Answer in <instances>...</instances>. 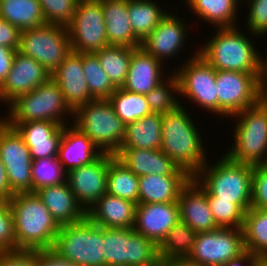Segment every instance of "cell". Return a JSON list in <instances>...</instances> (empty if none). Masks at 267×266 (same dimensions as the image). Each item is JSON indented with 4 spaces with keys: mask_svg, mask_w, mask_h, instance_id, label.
<instances>
[{
    "mask_svg": "<svg viewBox=\"0 0 267 266\" xmlns=\"http://www.w3.org/2000/svg\"><path fill=\"white\" fill-rule=\"evenodd\" d=\"M9 206L14 218L15 250L53 248L61 226L35 192L16 193Z\"/></svg>",
    "mask_w": 267,
    "mask_h": 266,
    "instance_id": "cell-1",
    "label": "cell"
},
{
    "mask_svg": "<svg viewBox=\"0 0 267 266\" xmlns=\"http://www.w3.org/2000/svg\"><path fill=\"white\" fill-rule=\"evenodd\" d=\"M186 110L180 105L162 114L160 150L193 177L207 163L208 157L199 128Z\"/></svg>",
    "mask_w": 267,
    "mask_h": 266,
    "instance_id": "cell-2",
    "label": "cell"
},
{
    "mask_svg": "<svg viewBox=\"0 0 267 266\" xmlns=\"http://www.w3.org/2000/svg\"><path fill=\"white\" fill-rule=\"evenodd\" d=\"M238 27L216 28V34L199 47L198 54L216 71L260 73L261 53Z\"/></svg>",
    "mask_w": 267,
    "mask_h": 266,
    "instance_id": "cell-3",
    "label": "cell"
},
{
    "mask_svg": "<svg viewBox=\"0 0 267 266\" xmlns=\"http://www.w3.org/2000/svg\"><path fill=\"white\" fill-rule=\"evenodd\" d=\"M208 162L194 177L217 197V200L230 201L244 212L248 211L252 207L254 166L234 162L225 154L211 166Z\"/></svg>",
    "mask_w": 267,
    "mask_h": 266,
    "instance_id": "cell-4",
    "label": "cell"
},
{
    "mask_svg": "<svg viewBox=\"0 0 267 266\" xmlns=\"http://www.w3.org/2000/svg\"><path fill=\"white\" fill-rule=\"evenodd\" d=\"M8 115L1 118L5 123H24L29 121H53L61 125L74 111L66 103L58 84L50 77L34 90L17 96L9 104Z\"/></svg>",
    "mask_w": 267,
    "mask_h": 266,
    "instance_id": "cell-5",
    "label": "cell"
},
{
    "mask_svg": "<svg viewBox=\"0 0 267 266\" xmlns=\"http://www.w3.org/2000/svg\"><path fill=\"white\" fill-rule=\"evenodd\" d=\"M232 117L238 118L233 133L235 142L225 155L237 163L267 164V105L259 101Z\"/></svg>",
    "mask_w": 267,
    "mask_h": 266,
    "instance_id": "cell-6",
    "label": "cell"
},
{
    "mask_svg": "<svg viewBox=\"0 0 267 266\" xmlns=\"http://www.w3.org/2000/svg\"><path fill=\"white\" fill-rule=\"evenodd\" d=\"M79 128L102 153L115 155L125 138L126 125L114 112L108 99L80 105L73 116Z\"/></svg>",
    "mask_w": 267,
    "mask_h": 266,
    "instance_id": "cell-7",
    "label": "cell"
},
{
    "mask_svg": "<svg viewBox=\"0 0 267 266\" xmlns=\"http://www.w3.org/2000/svg\"><path fill=\"white\" fill-rule=\"evenodd\" d=\"M103 228L87 217L60 227L52 250L76 266H106Z\"/></svg>",
    "mask_w": 267,
    "mask_h": 266,
    "instance_id": "cell-8",
    "label": "cell"
},
{
    "mask_svg": "<svg viewBox=\"0 0 267 266\" xmlns=\"http://www.w3.org/2000/svg\"><path fill=\"white\" fill-rule=\"evenodd\" d=\"M106 266H163L158 246L133 228H103Z\"/></svg>",
    "mask_w": 267,
    "mask_h": 266,
    "instance_id": "cell-9",
    "label": "cell"
},
{
    "mask_svg": "<svg viewBox=\"0 0 267 266\" xmlns=\"http://www.w3.org/2000/svg\"><path fill=\"white\" fill-rule=\"evenodd\" d=\"M71 51L66 27L44 24L20 32L18 52L36 60L51 74Z\"/></svg>",
    "mask_w": 267,
    "mask_h": 266,
    "instance_id": "cell-10",
    "label": "cell"
},
{
    "mask_svg": "<svg viewBox=\"0 0 267 266\" xmlns=\"http://www.w3.org/2000/svg\"><path fill=\"white\" fill-rule=\"evenodd\" d=\"M182 64L174 70L179 79L180 95L200 108L218 114L217 71L198 54V50Z\"/></svg>",
    "mask_w": 267,
    "mask_h": 266,
    "instance_id": "cell-11",
    "label": "cell"
},
{
    "mask_svg": "<svg viewBox=\"0 0 267 266\" xmlns=\"http://www.w3.org/2000/svg\"><path fill=\"white\" fill-rule=\"evenodd\" d=\"M67 29L72 51L94 53L109 45L101 0H79Z\"/></svg>",
    "mask_w": 267,
    "mask_h": 266,
    "instance_id": "cell-12",
    "label": "cell"
},
{
    "mask_svg": "<svg viewBox=\"0 0 267 266\" xmlns=\"http://www.w3.org/2000/svg\"><path fill=\"white\" fill-rule=\"evenodd\" d=\"M260 73L216 72L218 115L229 117L256 105L259 99Z\"/></svg>",
    "mask_w": 267,
    "mask_h": 266,
    "instance_id": "cell-13",
    "label": "cell"
},
{
    "mask_svg": "<svg viewBox=\"0 0 267 266\" xmlns=\"http://www.w3.org/2000/svg\"><path fill=\"white\" fill-rule=\"evenodd\" d=\"M245 251L242 229L217 228L198 233L186 259L200 265L221 266Z\"/></svg>",
    "mask_w": 267,
    "mask_h": 266,
    "instance_id": "cell-14",
    "label": "cell"
},
{
    "mask_svg": "<svg viewBox=\"0 0 267 266\" xmlns=\"http://www.w3.org/2000/svg\"><path fill=\"white\" fill-rule=\"evenodd\" d=\"M0 159L5 165L12 191L32 192V157L17 130L0 119Z\"/></svg>",
    "mask_w": 267,
    "mask_h": 266,
    "instance_id": "cell-15",
    "label": "cell"
},
{
    "mask_svg": "<svg viewBox=\"0 0 267 266\" xmlns=\"http://www.w3.org/2000/svg\"><path fill=\"white\" fill-rule=\"evenodd\" d=\"M108 168L109 153H103L91 164L67 172L66 181L86 212L107 193Z\"/></svg>",
    "mask_w": 267,
    "mask_h": 266,
    "instance_id": "cell-16",
    "label": "cell"
},
{
    "mask_svg": "<svg viewBox=\"0 0 267 266\" xmlns=\"http://www.w3.org/2000/svg\"><path fill=\"white\" fill-rule=\"evenodd\" d=\"M168 12L157 27L141 42V48L161 63L181 52L188 37L187 20ZM186 23V24H185ZM188 29V30H187ZM187 34V35H186ZM181 50V51H180Z\"/></svg>",
    "mask_w": 267,
    "mask_h": 266,
    "instance_id": "cell-17",
    "label": "cell"
},
{
    "mask_svg": "<svg viewBox=\"0 0 267 266\" xmlns=\"http://www.w3.org/2000/svg\"><path fill=\"white\" fill-rule=\"evenodd\" d=\"M51 77L39 62L16 51L13 64L0 86V101L9 104L17 96L26 94Z\"/></svg>",
    "mask_w": 267,
    "mask_h": 266,
    "instance_id": "cell-18",
    "label": "cell"
},
{
    "mask_svg": "<svg viewBox=\"0 0 267 266\" xmlns=\"http://www.w3.org/2000/svg\"><path fill=\"white\" fill-rule=\"evenodd\" d=\"M179 221L177 201L137 204L133 229L159 246L168 231Z\"/></svg>",
    "mask_w": 267,
    "mask_h": 266,
    "instance_id": "cell-19",
    "label": "cell"
},
{
    "mask_svg": "<svg viewBox=\"0 0 267 266\" xmlns=\"http://www.w3.org/2000/svg\"><path fill=\"white\" fill-rule=\"evenodd\" d=\"M66 103L75 111L80 105L95 100L86 82L82 67V53L71 51L51 74Z\"/></svg>",
    "mask_w": 267,
    "mask_h": 266,
    "instance_id": "cell-20",
    "label": "cell"
},
{
    "mask_svg": "<svg viewBox=\"0 0 267 266\" xmlns=\"http://www.w3.org/2000/svg\"><path fill=\"white\" fill-rule=\"evenodd\" d=\"M15 128L29 147L32 160L57 157L64 125L53 121L6 123Z\"/></svg>",
    "mask_w": 267,
    "mask_h": 266,
    "instance_id": "cell-21",
    "label": "cell"
},
{
    "mask_svg": "<svg viewBox=\"0 0 267 266\" xmlns=\"http://www.w3.org/2000/svg\"><path fill=\"white\" fill-rule=\"evenodd\" d=\"M133 174L190 175L160 149H124L114 155Z\"/></svg>",
    "mask_w": 267,
    "mask_h": 266,
    "instance_id": "cell-22",
    "label": "cell"
},
{
    "mask_svg": "<svg viewBox=\"0 0 267 266\" xmlns=\"http://www.w3.org/2000/svg\"><path fill=\"white\" fill-rule=\"evenodd\" d=\"M177 202L180 221L196 233L211 232L219 228L209 208L206 193L192 179L181 190Z\"/></svg>",
    "mask_w": 267,
    "mask_h": 266,
    "instance_id": "cell-23",
    "label": "cell"
},
{
    "mask_svg": "<svg viewBox=\"0 0 267 266\" xmlns=\"http://www.w3.org/2000/svg\"><path fill=\"white\" fill-rule=\"evenodd\" d=\"M102 154L100 149L74 124L64 126L57 157L66 172L91 164Z\"/></svg>",
    "mask_w": 267,
    "mask_h": 266,
    "instance_id": "cell-24",
    "label": "cell"
},
{
    "mask_svg": "<svg viewBox=\"0 0 267 266\" xmlns=\"http://www.w3.org/2000/svg\"><path fill=\"white\" fill-rule=\"evenodd\" d=\"M163 63L141 47L132 52L129 71L121 87L126 91L146 95L165 79Z\"/></svg>",
    "mask_w": 267,
    "mask_h": 266,
    "instance_id": "cell-25",
    "label": "cell"
},
{
    "mask_svg": "<svg viewBox=\"0 0 267 266\" xmlns=\"http://www.w3.org/2000/svg\"><path fill=\"white\" fill-rule=\"evenodd\" d=\"M136 203L105 193L87 212L86 217L102 228H133Z\"/></svg>",
    "mask_w": 267,
    "mask_h": 266,
    "instance_id": "cell-26",
    "label": "cell"
},
{
    "mask_svg": "<svg viewBox=\"0 0 267 266\" xmlns=\"http://www.w3.org/2000/svg\"><path fill=\"white\" fill-rule=\"evenodd\" d=\"M35 193L60 226L77 223L86 218V211L78 203L67 181L44 187Z\"/></svg>",
    "mask_w": 267,
    "mask_h": 266,
    "instance_id": "cell-27",
    "label": "cell"
},
{
    "mask_svg": "<svg viewBox=\"0 0 267 266\" xmlns=\"http://www.w3.org/2000/svg\"><path fill=\"white\" fill-rule=\"evenodd\" d=\"M109 45L139 48L141 41L134 35L127 0H101Z\"/></svg>",
    "mask_w": 267,
    "mask_h": 266,
    "instance_id": "cell-28",
    "label": "cell"
},
{
    "mask_svg": "<svg viewBox=\"0 0 267 266\" xmlns=\"http://www.w3.org/2000/svg\"><path fill=\"white\" fill-rule=\"evenodd\" d=\"M191 175H144L139 177V204L175 202Z\"/></svg>",
    "mask_w": 267,
    "mask_h": 266,
    "instance_id": "cell-29",
    "label": "cell"
},
{
    "mask_svg": "<svg viewBox=\"0 0 267 266\" xmlns=\"http://www.w3.org/2000/svg\"><path fill=\"white\" fill-rule=\"evenodd\" d=\"M162 144V114L151 113L126 125L125 138L119 150L160 149Z\"/></svg>",
    "mask_w": 267,
    "mask_h": 266,
    "instance_id": "cell-30",
    "label": "cell"
},
{
    "mask_svg": "<svg viewBox=\"0 0 267 266\" xmlns=\"http://www.w3.org/2000/svg\"><path fill=\"white\" fill-rule=\"evenodd\" d=\"M196 17L217 28L236 27L238 0H185ZM237 17V18H236Z\"/></svg>",
    "mask_w": 267,
    "mask_h": 266,
    "instance_id": "cell-31",
    "label": "cell"
},
{
    "mask_svg": "<svg viewBox=\"0 0 267 266\" xmlns=\"http://www.w3.org/2000/svg\"><path fill=\"white\" fill-rule=\"evenodd\" d=\"M0 18L20 31L46 24L39 0H0Z\"/></svg>",
    "mask_w": 267,
    "mask_h": 266,
    "instance_id": "cell-32",
    "label": "cell"
},
{
    "mask_svg": "<svg viewBox=\"0 0 267 266\" xmlns=\"http://www.w3.org/2000/svg\"><path fill=\"white\" fill-rule=\"evenodd\" d=\"M134 35L142 42L168 13L155 0H127Z\"/></svg>",
    "mask_w": 267,
    "mask_h": 266,
    "instance_id": "cell-33",
    "label": "cell"
},
{
    "mask_svg": "<svg viewBox=\"0 0 267 266\" xmlns=\"http://www.w3.org/2000/svg\"><path fill=\"white\" fill-rule=\"evenodd\" d=\"M107 193L139 204V176L109 153Z\"/></svg>",
    "mask_w": 267,
    "mask_h": 266,
    "instance_id": "cell-34",
    "label": "cell"
},
{
    "mask_svg": "<svg viewBox=\"0 0 267 266\" xmlns=\"http://www.w3.org/2000/svg\"><path fill=\"white\" fill-rule=\"evenodd\" d=\"M197 234L186 223L179 221L167 233L165 239L158 246L161 263L175 259H186L190 254Z\"/></svg>",
    "mask_w": 267,
    "mask_h": 266,
    "instance_id": "cell-35",
    "label": "cell"
},
{
    "mask_svg": "<svg viewBox=\"0 0 267 266\" xmlns=\"http://www.w3.org/2000/svg\"><path fill=\"white\" fill-rule=\"evenodd\" d=\"M242 231L245 249L255 257H267V209L246 211Z\"/></svg>",
    "mask_w": 267,
    "mask_h": 266,
    "instance_id": "cell-36",
    "label": "cell"
},
{
    "mask_svg": "<svg viewBox=\"0 0 267 266\" xmlns=\"http://www.w3.org/2000/svg\"><path fill=\"white\" fill-rule=\"evenodd\" d=\"M136 48L108 45L94 52L100 65L115 88H121L129 71L132 52Z\"/></svg>",
    "mask_w": 267,
    "mask_h": 266,
    "instance_id": "cell-37",
    "label": "cell"
},
{
    "mask_svg": "<svg viewBox=\"0 0 267 266\" xmlns=\"http://www.w3.org/2000/svg\"><path fill=\"white\" fill-rule=\"evenodd\" d=\"M125 125L151 114L145 95L116 88L108 99Z\"/></svg>",
    "mask_w": 267,
    "mask_h": 266,
    "instance_id": "cell-38",
    "label": "cell"
},
{
    "mask_svg": "<svg viewBox=\"0 0 267 266\" xmlns=\"http://www.w3.org/2000/svg\"><path fill=\"white\" fill-rule=\"evenodd\" d=\"M82 67L91 96L95 100L109 99L116 88L110 82L95 53H82Z\"/></svg>",
    "mask_w": 267,
    "mask_h": 266,
    "instance_id": "cell-39",
    "label": "cell"
},
{
    "mask_svg": "<svg viewBox=\"0 0 267 266\" xmlns=\"http://www.w3.org/2000/svg\"><path fill=\"white\" fill-rule=\"evenodd\" d=\"M172 73L145 95L152 113L164 114L182 105L176 99L180 95L179 79L174 72ZM174 94L175 96L178 94V96L175 97Z\"/></svg>",
    "mask_w": 267,
    "mask_h": 266,
    "instance_id": "cell-40",
    "label": "cell"
},
{
    "mask_svg": "<svg viewBox=\"0 0 267 266\" xmlns=\"http://www.w3.org/2000/svg\"><path fill=\"white\" fill-rule=\"evenodd\" d=\"M192 180L206 193L209 208L219 228L242 229L245 212L237 204L217 200L194 176Z\"/></svg>",
    "mask_w": 267,
    "mask_h": 266,
    "instance_id": "cell-41",
    "label": "cell"
},
{
    "mask_svg": "<svg viewBox=\"0 0 267 266\" xmlns=\"http://www.w3.org/2000/svg\"><path fill=\"white\" fill-rule=\"evenodd\" d=\"M32 192L66 182L67 172L58 157L33 160L31 168Z\"/></svg>",
    "mask_w": 267,
    "mask_h": 266,
    "instance_id": "cell-42",
    "label": "cell"
},
{
    "mask_svg": "<svg viewBox=\"0 0 267 266\" xmlns=\"http://www.w3.org/2000/svg\"><path fill=\"white\" fill-rule=\"evenodd\" d=\"M79 0H39L45 22L48 25L68 27Z\"/></svg>",
    "mask_w": 267,
    "mask_h": 266,
    "instance_id": "cell-43",
    "label": "cell"
},
{
    "mask_svg": "<svg viewBox=\"0 0 267 266\" xmlns=\"http://www.w3.org/2000/svg\"><path fill=\"white\" fill-rule=\"evenodd\" d=\"M247 1V2H246ZM249 7L246 25L250 34L262 36L267 33V0H245Z\"/></svg>",
    "mask_w": 267,
    "mask_h": 266,
    "instance_id": "cell-44",
    "label": "cell"
},
{
    "mask_svg": "<svg viewBox=\"0 0 267 266\" xmlns=\"http://www.w3.org/2000/svg\"><path fill=\"white\" fill-rule=\"evenodd\" d=\"M15 250L14 218L9 202L0 197V251Z\"/></svg>",
    "mask_w": 267,
    "mask_h": 266,
    "instance_id": "cell-45",
    "label": "cell"
},
{
    "mask_svg": "<svg viewBox=\"0 0 267 266\" xmlns=\"http://www.w3.org/2000/svg\"><path fill=\"white\" fill-rule=\"evenodd\" d=\"M252 207L267 209V164L254 166Z\"/></svg>",
    "mask_w": 267,
    "mask_h": 266,
    "instance_id": "cell-46",
    "label": "cell"
},
{
    "mask_svg": "<svg viewBox=\"0 0 267 266\" xmlns=\"http://www.w3.org/2000/svg\"><path fill=\"white\" fill-rule=\"evenodd\" d=\"M38 250L0 251V266H37Z\"/></svg>",
    "mask_w": 267,
    "mask_h": 266,
    "instance_id": "cell-47",
    "label": "cell"
},
{
    "mask_svg": "<svg viewBox=\"0 0 267 266\" xmlns=\"http://www.w3.org/2000/svg\"><path fill=\"white\" fill-rule=\"evenodd\" d=\"M20 30L9 23L8 21L0 18V45L9 47L11 49H19Z\"/></svg>",
    "mask_w": 267,
    "mask_h": 266,
    "instance_id": "cell-48",
    "label": "cell"
},
{
    "mask_svg": "<svg viewBox=\"0 0 267 266\" xmlns=\"http://www.w3.org/2000/svg\"><path fill=\"white\" fill-rule=\"evenodd\" d=\"M37 266H76L71 261L63 259L52 249L38 250Z\"/></svg>",
    "mask_w": 267,
    "mask_h": 266,
    "instance_id": "cell-49",
    "label": "cell"
},
{
    "mask_svg": "<svg viewBox=\"0 0 267 266\" xmlns=\"http://www.w3.org/2000/svg\"><path fill=\"white\" fill-rule=\"evenodd\" d=\"M16 51L0 45V86L11 70Z\"/></svg>",
    "mask_w": 267,
    "mask_h": 266,
    "instance_id": "cell-50",
    "label": "cell"
},
{
    "mask_svg": "<svg viewBox=\"0 0 267 266\" xmlns=\"http://www.w3.org/2000/svg\"><path fill=\"white\" fill-rule=\"evenodd\" d=\"M14 195L15 193L12 191L9 185V179L6 173L5 165L0 159V197L9 202Z\"/></svg>",
    "mask_w": 267,
    "mask_h": 266,
    "instance_id": "cell-51",
    "label": "cell"
},
{
    "mask_svg": "<svg viewBox=\"0 0 267 266\" xmlns=\"http://www.w3.org/2000/svg\"><path fill=\"white\" fill-rule=\"evenodd\" d=\"M259 99L267 104V57H261L260 77H259Z\"/></svg>",
    "mask_w": 267,
    "mask_h": 266,
    "instance_id": "cell-52",
    "label": "cell"
},
{
    "mask_svg": "<svg viewBox=\"0 0 267 266\" xmlns=\"http://www.w3.org/2000/svg\"><path fill=\"white\" fill-rule=\"evenodd\" d=\"M254 259L255 256L246 250L238 257L229 260L221 266H254Z\"/></svg>",
    "mask_w": 267,
    "mask_h": 266,
    "instance_id": "cell-53",
    "label": "cell"
},
{
    "mask_svg": "<svg viewBox=\"0 0 267 266\" xmlns=\"http://www.w3.org/2000/svg\"><path fill=\"white\" fill-rule=\"evenodd\" d=\"M163 266H205V265L192 263L187 259H175L165 263Z\"/></svg>",
    "mask_w": 267,
    "mask_h": 266,
    "instance_id": "cell-54",
    "label": "cell"
},
{
    "mask_svg": "<svg viewBox=\"0 0 267 266\" xmlns=\"http://www.w3.org/2000/svg\"><path fill=\"white\" fill-rule=\"evenodd\" d=\"M254 266H267V257H255Z\"/></svg>",
    "mask_w": 267,
    "mask_h": 266,
    "instance_id": "cell-55",
    "label": "cell"
}]
</instances>
